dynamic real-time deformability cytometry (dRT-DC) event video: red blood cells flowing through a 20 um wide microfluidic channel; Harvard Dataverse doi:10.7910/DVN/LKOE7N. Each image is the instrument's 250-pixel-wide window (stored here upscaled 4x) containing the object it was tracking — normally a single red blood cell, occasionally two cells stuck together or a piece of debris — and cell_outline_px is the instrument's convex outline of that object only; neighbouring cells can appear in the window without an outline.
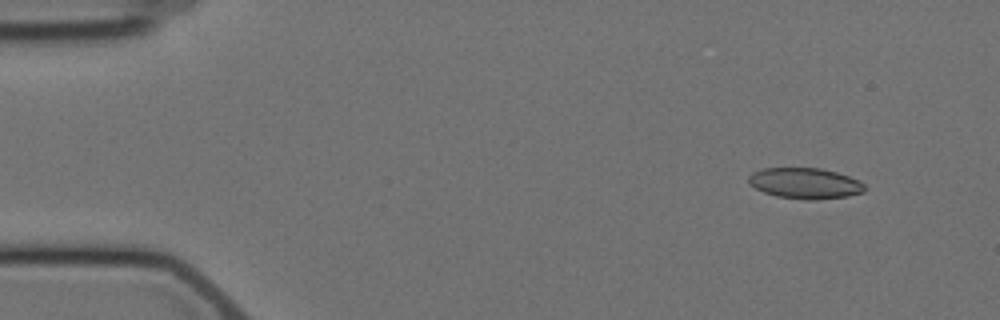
{"species": "Egyptian fruit bat (a non-hibernating species)", "species_latin": "Rousettus aegyptiacus", "temperature_condition": "cold", "stored_images_in_passage": 4, "camera_frame_rate_fps": 3000, "um_per_image_px": 0.085, "animal": {"sex": "female"}, "frame": {"image": 1, "passage_image": 1, "time_ms": 0.0, "image_size_px": [1000, 320], "cell_outline_px": [[864, 192], [848, 196], [816, 200], [808, 200], [776, 196], [764, 192], [756, 188], [748, 180], [748, 176], [752, 172], [764, 168], [820, 168], [836, 172], [860, 180], [864, 184]], "centroid_in_image_um": [68.45, 15.58], "position_along_channel_um": 16.6, "area_um2": 20.81}}
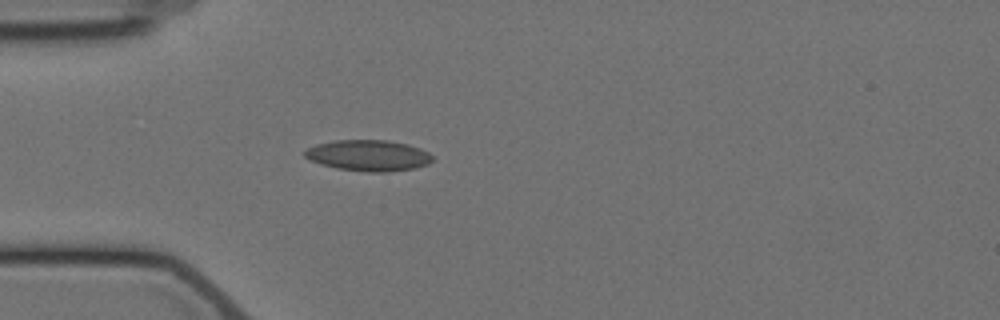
{"frame": {"image": 2, "passage_image": 4, "time_ms": 3.667, "image_size_px": [1000, 320], "cell_outline_px": [[432, 160], [428, 164], [416, 168], [388, 172], [368, 172], [336, 168], [320, 164], [308, 160], [304, 156], [304, 152], [308, 148], [316, 144], [336, 140], [388, 140], [408, 144], [420, 148], [428, 152], [432, 156]], "centroid_in_image_um": [31.31, 13.22], "position_along_channel_um": 53.7, "area_um2": 23.24}}